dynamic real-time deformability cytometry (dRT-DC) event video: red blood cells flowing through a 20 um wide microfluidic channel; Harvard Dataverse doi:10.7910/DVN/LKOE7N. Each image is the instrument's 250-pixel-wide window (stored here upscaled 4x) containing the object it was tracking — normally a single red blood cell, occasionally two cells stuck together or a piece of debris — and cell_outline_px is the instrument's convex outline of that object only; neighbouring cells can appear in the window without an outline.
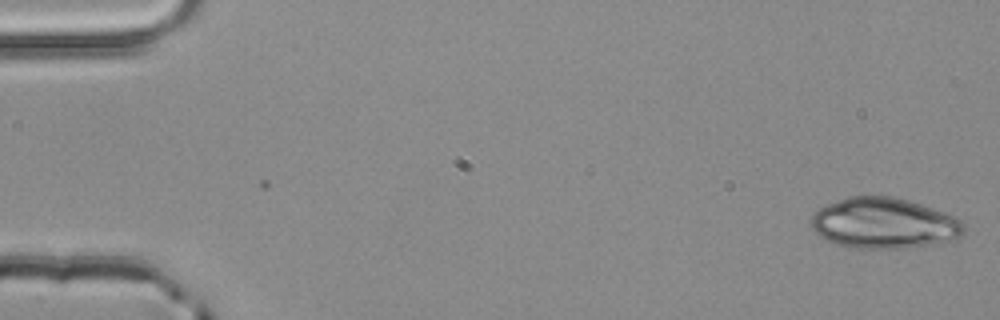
{"species": "common noctule bat (a hibernating species)", "species_latin": "Nyctalus noctula", "temperature_condition": "room temperature", "stored_images_in_passage": 2, "camera_frame_rate_fps": 3000, "um_per_image_px": 0.085, "animal": {"sex": "male", "body_mass_g": 20.4}, "frame": {"image": 1, "passage_image": 2, "time_ms": 0.333, "image_size_px": [1000, 320], "cell_outline_px": [[964, 236], [956, 240], [908, 248], [856, 248], [836, 244], [824, 240], [812, 228], [808, 220], [820, 208], [828, 204], [848, 196], [892, 196], [908, 200], [956, 216], [964, 224]], "centroid_in_image_um": [75.16, 18.98], "position_along_channel_um": 9.8, "area_um2": 45.43}}